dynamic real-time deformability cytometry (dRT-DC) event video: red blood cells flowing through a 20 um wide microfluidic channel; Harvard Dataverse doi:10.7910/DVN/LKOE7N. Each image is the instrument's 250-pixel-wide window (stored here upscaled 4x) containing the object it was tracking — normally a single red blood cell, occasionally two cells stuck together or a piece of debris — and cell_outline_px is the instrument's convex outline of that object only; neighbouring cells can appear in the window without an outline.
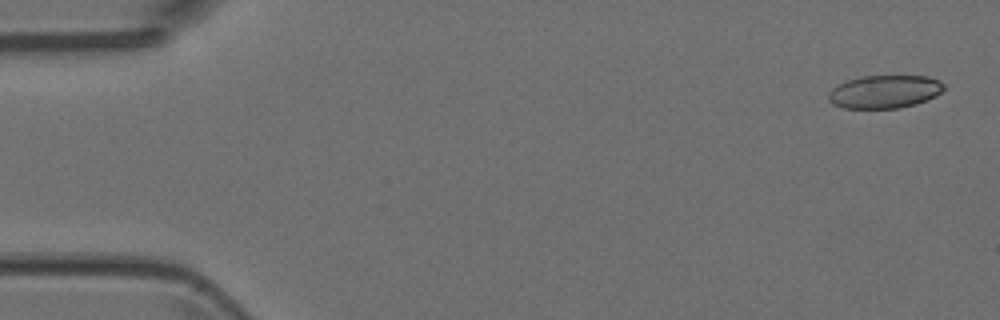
{"species": "Egyptian fruit bat (a non-hibernating species)", "species_latin": "Rousettus aegyptiacus", "temperature_condition": "room temperature", "stored_images_in_passage": 5, "camera_frame_rate_fps": 3000, "um_per_image_px": 0.085, "animal": {"sex": "female"}, "frame": {"image": 1, "passage_image": 1, "time_ms": 0.0, "image_size_px": [1000, 320], "cell_outline_px": [[944, 88], [936, 96], [916, 104], [900, 108], [844, 108], [832, 104], [828, 100], [828, 92], [836, 84], [848, 80], [864, 76], [928, 76], [940, 80], [944, 84]], "centroid_in_image_um": [75.17, 7.79], "position_along_channel_um": 9.8, "area_um2": 22.37}}
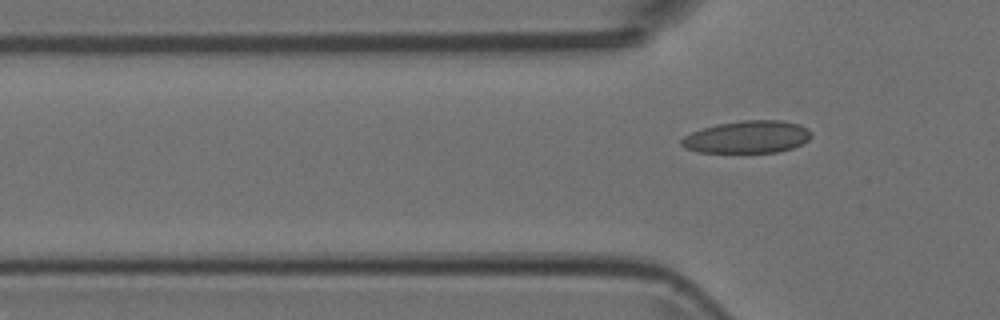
{"frame": {"image": 2, "passage_image": 5, "time_ms": 1.333, "image_size_px": [1000, 320], "cell_outline_px": [[812, 136], [808, 140], [792, 148], [776, 152], [696, 152], [684, 148], [680, 144], [680, 140], [684, 136], [692, 132], [716, 124], [744, 120], [780, 120], [800, 124], [808, 128], [812, 132]], "centroid_in_image_um": [63.52, 11.64], "position_along_channel_um": 62.3, "area_um2": 24.57}}